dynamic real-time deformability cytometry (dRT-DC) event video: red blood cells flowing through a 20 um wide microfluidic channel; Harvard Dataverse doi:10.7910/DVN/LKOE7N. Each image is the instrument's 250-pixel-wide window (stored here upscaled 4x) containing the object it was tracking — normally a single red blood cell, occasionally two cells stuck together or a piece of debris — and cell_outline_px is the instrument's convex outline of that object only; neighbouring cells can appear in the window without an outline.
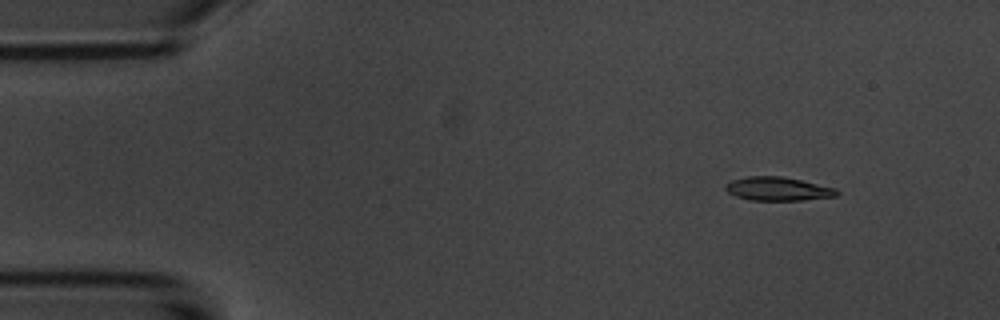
{"species": "common noctule bat (a hibernating species)", "species_latin": "Nyctalus noctula", "temperature_condition": "room temperature", "stored_images_in_passage": 4, "camera_frame_rate_fps": 3000, "um_per_image_px": 0.085, "animal": {"sex": "male", "body_mass_g": 20.1, "forearm_length_mm": 53.5}, "frame": {"image": 1, "passage_image": 2, "time_ms": 1.333, "image_size_px": [1000, 320], "cell_outline_px": [[840, 192], [836, 196], [804, 200], [748, 200], [736, 196], [728, 192], [724, 188], [724, 184], [732, 180], [748, 176], [780, 176], [800, 180], [836, 188]], "centroid_in_image_um": [66.1, 16.05], "position_along_channel_um": 18.9, "area_um2": 15.32}}
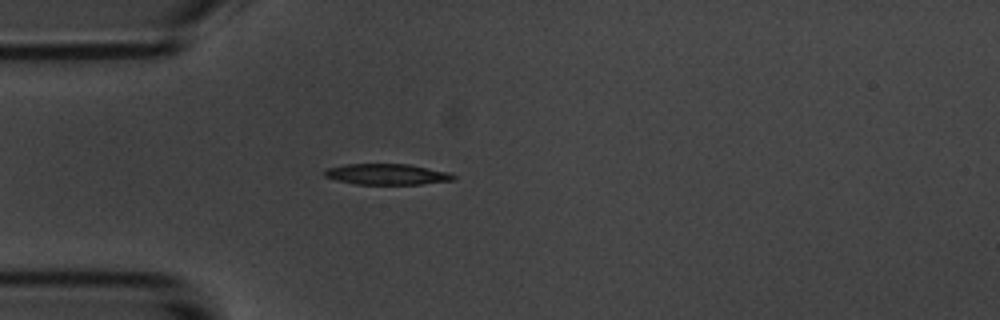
{"frame": {"image": 2, "passage_image": 4, "time_ms": 4.333, "image_size_px": [1000, 320], "cell_outline_px": [[456, 180], [420, 184], [356, 184], [336, 180], [324, 176], [324, 172], [328, 168], [348, 164], [408, 164], [448, 172], [456, 176]], "centroid_in_image_um": [32.91, 14.81], "position_along_channel_um": 52.1, "area_um2": 15.55}}